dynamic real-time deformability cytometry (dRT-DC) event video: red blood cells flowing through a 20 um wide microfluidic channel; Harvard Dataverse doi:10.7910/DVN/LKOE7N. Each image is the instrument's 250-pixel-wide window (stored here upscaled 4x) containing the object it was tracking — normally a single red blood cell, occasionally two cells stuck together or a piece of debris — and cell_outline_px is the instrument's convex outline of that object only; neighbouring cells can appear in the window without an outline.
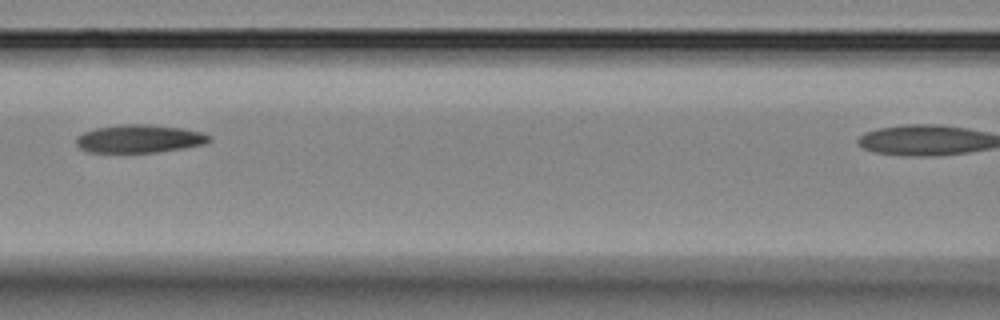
{"species": "Egyptian fruit bat (a non-hibernating species)", "species_latin": "Rousettus aegyptiacus", "temperature_condition": "room temperature", "stored_images_in_passage": 8, "camera_frame_rate_fps": 3000, "um_per_image_px": 0.085, "animal": {"sex": "female"}, "frame": {"image": 1, "passage_image": 7, "time_ms": 7.667, "image_size_px": [1000, 320], "cell_outline_px": [[212, 140], [204, 144], [184, 148], [156, 152], [88, 152], [80, 148], [76, 144], [76, 136], [84, 132], [96, 128], [120, 124], [148, 124], [180, 128], [204, 132], [212, 136]], "centroid_in_image_um": [11.87, 11.79], "position_along_channel_um": 154.7, "area_um2": 21.85}}